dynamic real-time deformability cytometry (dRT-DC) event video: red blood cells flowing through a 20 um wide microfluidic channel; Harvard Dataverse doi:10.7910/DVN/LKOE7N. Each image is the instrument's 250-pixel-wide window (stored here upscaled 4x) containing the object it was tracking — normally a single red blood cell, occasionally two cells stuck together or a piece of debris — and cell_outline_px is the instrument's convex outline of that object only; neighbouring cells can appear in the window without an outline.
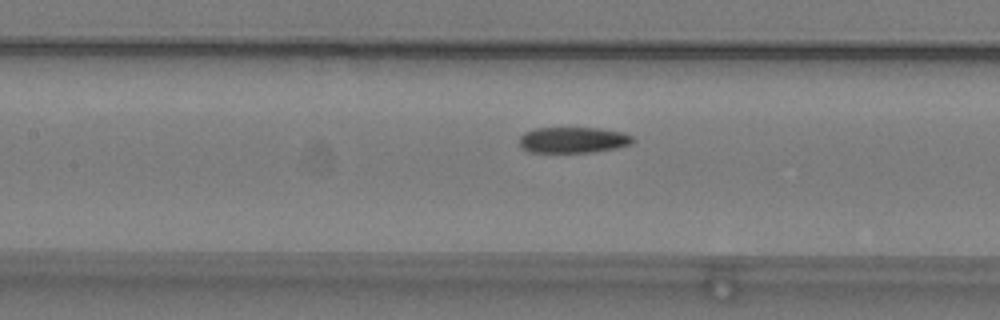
{"species": "common noctule bat (a hibernating species)", "species_latin": "Nyctalus noctula", "temperature_condition": "warm", "stored_images_in_passage": 45, "camera_frame_rate_fps": 3000, "um_per_image_px": 0.085, "animal": {"sex": "male", "body_mass_g": 19.2, "forearm_length_mm": 51.8}, "frame": {"image": 1, "passage_image": 15, "time_ms": 4.667, "image_size_px": [1000, 320], "cell_outline_px": [[636, 140], [632, 144], [616, 148], [592, 152], [528, 152], [520, 148], [520, 136], [524, 132], [536, 128], [596, 128], [620, 132], [632, 136]], "centroid_in_image_um": [48.7, 11.9], "position_along_channel_um": 158.7, "area_um2": 17.17}}
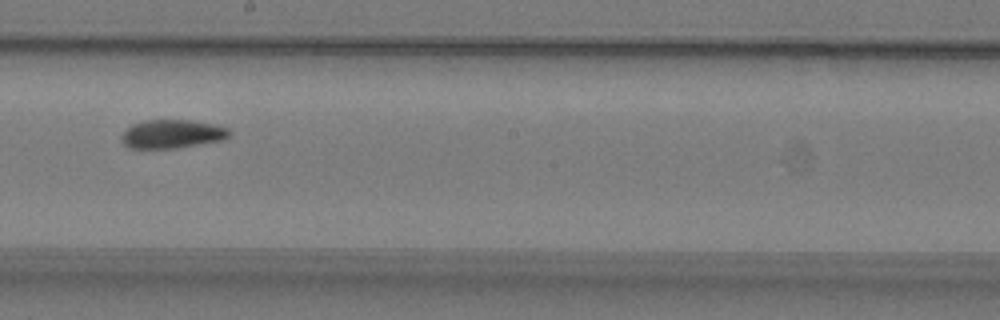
{"frame": {"image": 2, "passage_image": 21, "time_ms": 6.667, "image_size_px": [1000, 320], "cell_outline_px": [[232, 136], [224, 140], [176, 148], [128, 148], [124, 144], [120, 136], [132, 124], [144, 120], [192, 120], [216, 124], [228, 128], [232, 132]], "centroid_in_image_um": [14.69, 11.38], "position_along_channel_um": 233.5, "area_um2": 18.21}}
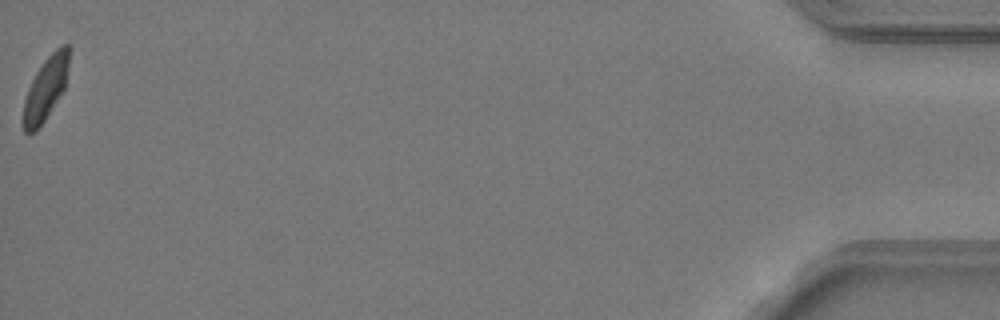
{"frame": {"image": 3, "passage_image": 45, "time_ms": 14.667, "image_size_px": [1000, 320], "cell_outline_px": [[68, 64], [64, 88], [44, 120], [28, 136], [24, 132], [24, 100], [28, 88], [36, 72], [44, 60], [60, 44], [68, 44]], "centroid_in_image_um": [3.87, 7.49], "position_along_channel_um": 431.3, "area_um2": 16.18}, "authors_computed_cell_mechanics": {"area_um2": 17.9758, "velocity_mm_per_s": 3.7531, "shape_relaxation_time_tau1_ms": null, "shape_relaxation_time_tau2_ms": 2.6758, "deformation_change_tau1": null, "deformation_change_tau2": 0.0729}}